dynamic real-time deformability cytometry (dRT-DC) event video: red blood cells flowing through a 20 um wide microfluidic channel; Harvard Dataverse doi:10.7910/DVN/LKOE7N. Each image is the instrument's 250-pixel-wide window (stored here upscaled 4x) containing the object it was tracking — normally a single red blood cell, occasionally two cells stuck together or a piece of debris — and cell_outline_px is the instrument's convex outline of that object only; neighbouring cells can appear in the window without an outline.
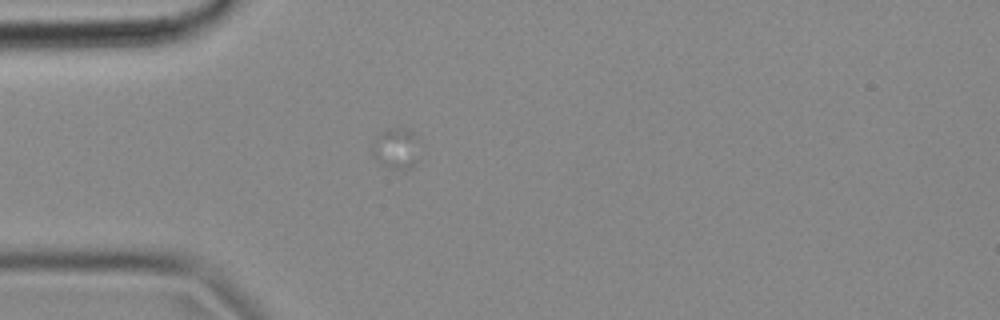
{"species": "common noctule bat (a hibernating species)", "species_latin": "Nyctalus noctula", "temperature_condition": "cold", "stored_images_in_passage": 15, "camera_frame_rate_fps": 3000, "um_per_image_px": 0.085, "animal": {"sex": "female", "body_mass_g": 18.4}, "frame": {"image": 1, "passage_image": 1, "time_ms": 0.0, "image_size_px": [1000, 320], "cell_outline_px": [[416, 160], [412, 168], [404, 172], [388, 168], [376, 160], [372, 156], [372, 144], [376, 136], [380, 132], [388, 128], [404, 128], [412, 132]], "centroid_in_image_um": [33.56, 12.67], "position_along_channel_um": 51.4, "area_um2": 11.04}}
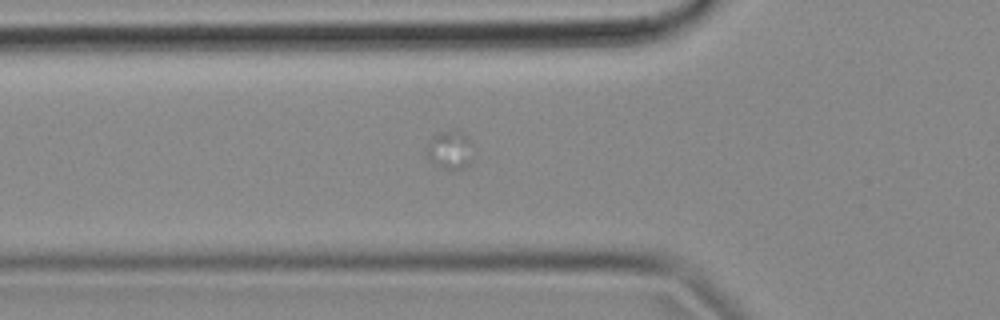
{"frame": {"image": 2, "passage_image": 5, "time_ms": 1.333, "image_size_px": [1000, 320], "cell_outline_px": [[472, 144], [468, 164], [464, 168], [440, 168], [428, 160], [428, 140], [432, 136], [440, 132], [452, 128], [468, 136]], "centroid_in_image_um": [38.22, 12.7], "position_along_channel_um": 87.6, "area_um2": 10.29}}